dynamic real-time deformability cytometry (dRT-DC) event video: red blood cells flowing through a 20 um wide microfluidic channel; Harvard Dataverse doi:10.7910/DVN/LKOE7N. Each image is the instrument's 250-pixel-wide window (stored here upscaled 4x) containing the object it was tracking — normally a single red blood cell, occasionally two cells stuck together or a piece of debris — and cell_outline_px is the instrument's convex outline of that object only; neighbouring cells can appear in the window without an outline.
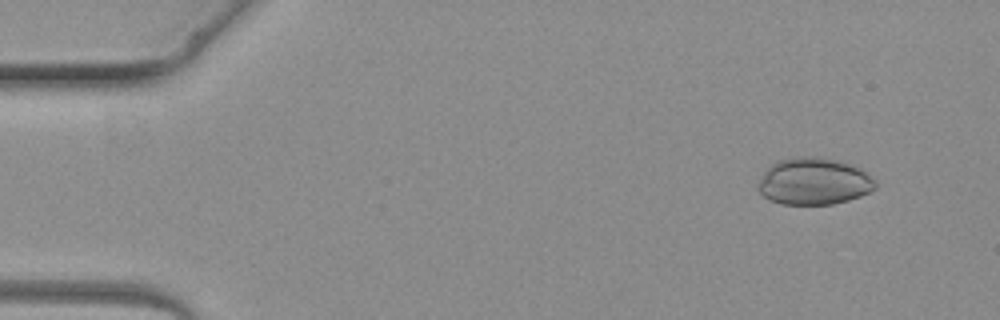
{"species": "common noctule bat (a hibernating species)", "species_latin": "Nyctalus noctula", "temperature_condition": "warm", "stored_images_in_passage": 3, "camera_frame_rate_fps": 3000, "um_per_image_px": 0.085, "animal": {"sex": "female", "body_mass_g": 19.3, "forearm_length_mm": 54.1}, "frame": {"image": 1, "passage_image": 1, "time_ms": 0.0, "image_size_px": [1000, 320], "cell_outline_px": [[876, 188], [860, 196], [848, 200], [832, 204], [780, 204], [764, 196], [756, 188], [764, 172], [772, 164], [780, 160], [808, 156], [816, 156], [836, 160], [860, 168], [876, 180]], "centroid_in_image_um": [69.19, 15.42], "position_along_channel_um": 15.8, "area_um2": 31.73}}